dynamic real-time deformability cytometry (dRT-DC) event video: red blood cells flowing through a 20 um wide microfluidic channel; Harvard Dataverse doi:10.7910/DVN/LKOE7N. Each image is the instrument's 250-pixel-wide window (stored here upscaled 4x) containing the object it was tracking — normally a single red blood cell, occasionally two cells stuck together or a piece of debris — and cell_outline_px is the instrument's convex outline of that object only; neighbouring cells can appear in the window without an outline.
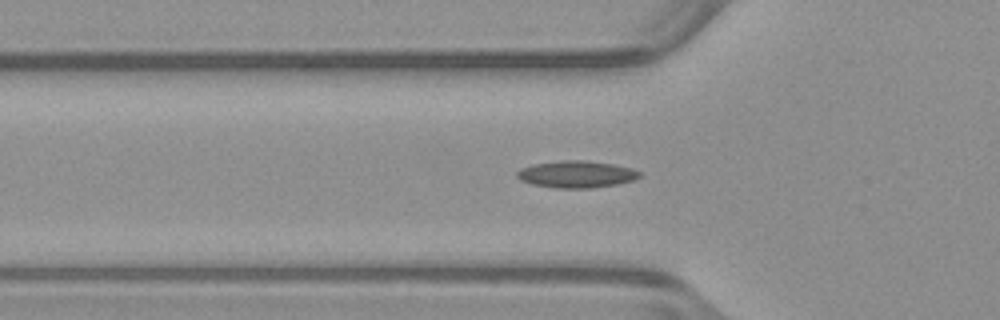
{"species": "common noctule bat (a hibernating species)", "species_latin": "Nyctalus noctula", "temperature_condition": "warm", "stored_images_in_passage": 53, "camera_frame_rate_fps": 3000, "um_per_image_px": 0.085, "animal": {"sex": "male", "body_mass_g": 23.1, "forearm_length_mm": 52.7}, "frame": {"image": 1, "passage_image": 17, "time_ms": 5.333, "image_size_px": [1000, 320], "cell_outline_px": [[640, 176], [636, 180], [616, 184], [592, 188], [556, 188], [532, 184], [520, 180], [516, 176], [516, 172], [520, 168], [532, 164], [564, 160], [584, 160], [612, 164], [632, 168], [640, 172]], "centroid_in_image_um": [48.98, 14.81], "position_along_channel_um": 76.8, "area_um2": 19.31}}
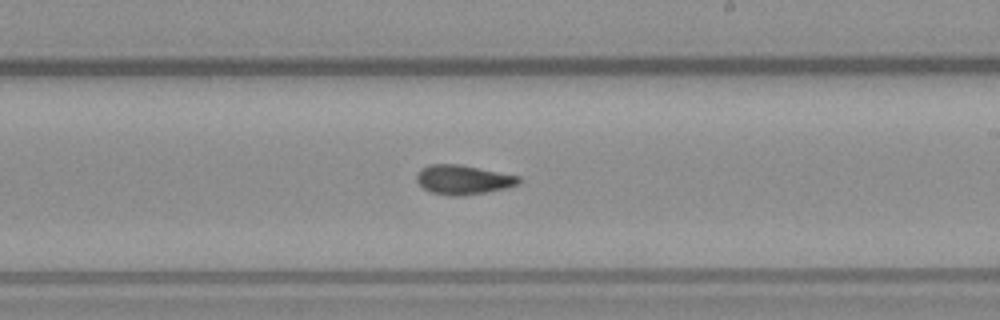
{"frame": {"image": 2, "passage_image": 30, "time_ms": 9.667, "image_size_px": [1000, 320], "cell_outline_px": [[520, 184], [508, 188], [488, 192], [464, 196], [448, 196], [432, 192], [424, 188], [416, 180], [416, 172], [420, 168], [432, 164], [460, 164], [520, 176]], "centroid_in_image_um": [39.38, 15.28], "position_along_channel_um": 249.6, "area_um2": 17.74}}
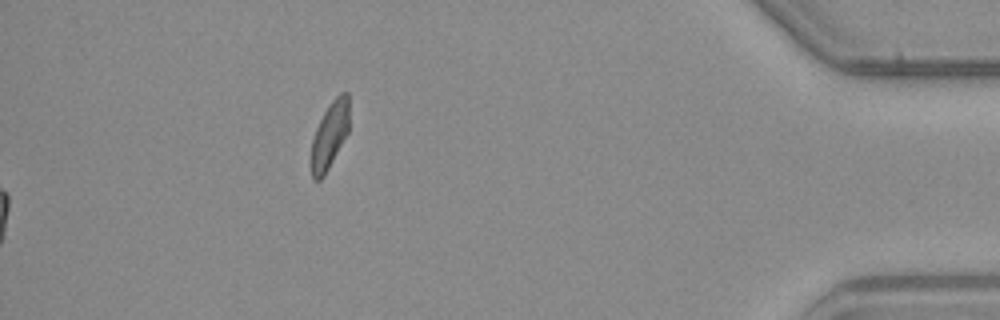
{"frame": {"image": 3, "passage_image": 53, "time_ms": 17.333, "image_size_px": [1000, 320], "cell_outline_px": [[348, 132], [324, 176], [320, 180], [312, 180], [312, 140], [316, 128], [324, 112], [332, 100], [340, 92], [348, 92]], "centroid_in_image_um": [28.02, 11.48], "position_along_channel_um": 407.2, "area_um2": 14.45}, "authors_computed_cell_mechanics": {"area_um2": 16.8776, "velocity_mm_per_s": 3.9635, "shape_relaxation_time_tau1_ms": null, "shape_relaxation_time_tau2_ms": 2.8611, "deformation_change_tau1": null, "deformation_change_tau2": 0.1002}}